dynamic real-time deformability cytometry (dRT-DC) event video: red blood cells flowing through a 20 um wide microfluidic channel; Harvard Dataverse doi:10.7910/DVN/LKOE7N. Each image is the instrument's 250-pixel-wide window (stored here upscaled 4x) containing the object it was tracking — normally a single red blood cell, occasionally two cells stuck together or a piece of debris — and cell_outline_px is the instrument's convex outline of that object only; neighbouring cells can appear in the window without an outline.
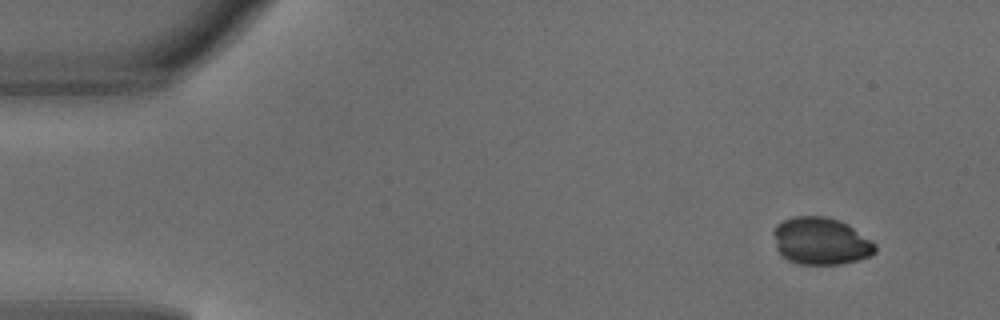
{"species": "common noctule bat (a hibernating species)", "species_latin": "Nyctalus noctula", "temperature_condition": "warm", "stored_images_in_passage": 3, "segment_of_instrument_passage": [2, 2], "camera_frame_rate_fps": 3000, "um_per_image_px": 0.085, "animal": {"sex": "male", "body_mass_g": 18.8}, "frame": {"image": 1, "passage_image": 3, "time_ms": 0.667, "image_size_px": [1000, 320], "cell_outline_px": [[876, 252], [872, 256], [840, 264], [800, 264], [788, 260], [776, 248], [772, 232], [776, 224], [792, 216], [824, 216], [840, 220], [848, 224], [872, 240], [876, 244]], "centroid_in_image_um": [69.78, 20.48], "position_along_channel_um": 15.2, "area_um2": 28.21}}